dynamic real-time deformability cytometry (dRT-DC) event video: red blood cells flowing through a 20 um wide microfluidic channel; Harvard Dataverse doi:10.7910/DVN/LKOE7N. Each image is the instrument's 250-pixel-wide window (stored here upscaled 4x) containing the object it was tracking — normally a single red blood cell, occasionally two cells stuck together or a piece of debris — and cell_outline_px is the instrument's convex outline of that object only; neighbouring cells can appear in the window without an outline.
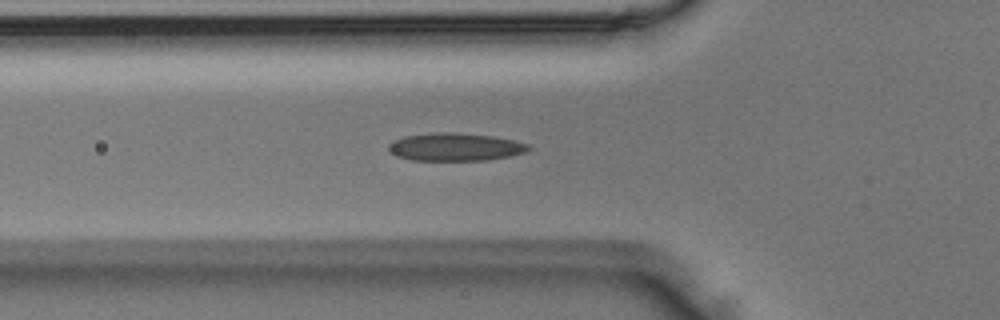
{"species": "Egyptian fruit bat (a non-hibernating species)", "species_latin": "Rousettus aegyptiacus", "temperature_condition": "room temperature", "stored_images_in_passage": 37, "camera_frame_rate_fps": 3000, "um_per_image_px": 0.085, "animal": {"sex": "male"}, "frame": {"image": 1, "passage_image": 2, "time_ms": 0.333, "image_size_px": [1000, 320], "cell_outline_px": [[532, 148], [524, 152], [508, 156], [484, 160], [412, 160], [396, 156], [388, 148], [388, 144], [392, 140], [404, 136], [440, 132], [452, 132], [492, 136], [516, 140], [528, 144]], "centroid_in_image_um": [38.68, 12.48], "position_along_channel_um": 87.1, "area_um2": 22.6}}
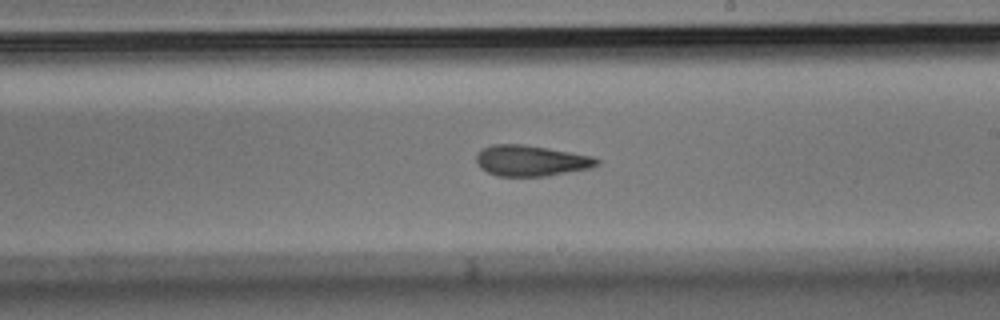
{"frame": {"image": 2, "passage_image": 14, "time_ms": 4.333, "image_size_px": [1000, 320], "cell_outline_px": [[600, 164], [592, 168], [548, 176], [496, 176], [480, 168], [476, 160], [476, 152], [480, 148], [492, 144], [524, 144], [548, 148], [592, 156], [600, 160]], "centroid_in_image_um": [45.12, 13.65], "position_along_channel_um": 243.9, "area_um2": 21.96}}
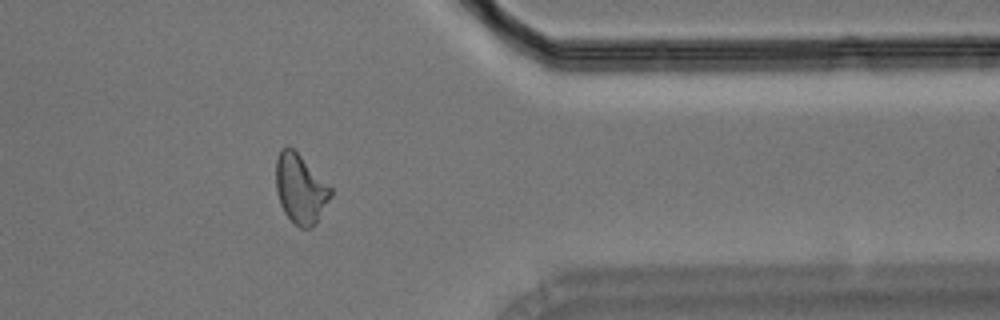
{"frame": {"image": 3, "passage_image": 26, "time_ms": 8.333, "image_size_px": [1000, 320], "cell_outline_px": [[332, 196], [316, 224], [312, 228], [300, 228], [284, 212], [280, 204], [276, 192], [276, 160], [280, 148], [288, 144], [332, 188]], "centroid_in_image_um": [25.53, 16.05], "position_along_channel_um": 385.9, "area_um2": 22.08}}